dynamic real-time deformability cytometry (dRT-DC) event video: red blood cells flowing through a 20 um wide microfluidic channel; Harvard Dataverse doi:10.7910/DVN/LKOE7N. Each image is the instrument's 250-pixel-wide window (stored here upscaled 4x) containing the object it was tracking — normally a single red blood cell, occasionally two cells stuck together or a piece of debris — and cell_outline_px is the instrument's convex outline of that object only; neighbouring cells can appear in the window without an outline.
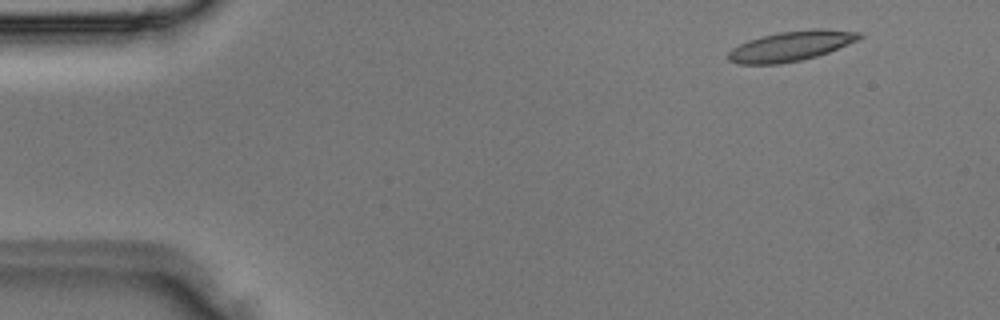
{"species": "Egyptian fruit bat (a non-hibernating species)", "species_latin": "Rousettus aegyptiacus", "temperature_condition": "room temperature", "stored_images_in_passage": 3, "camera_frame_rate_fps": 3000, "um_per_image_px": 0.085, "animal": {"sex": "male"}, "frame": {"image": 1, "passage_image": 1, "time_ms": 0.0, "image_size_px": [1000, 320], "cell_outline_px": [[864, 36], [860, 40], [828, 52], [816, 56], [800, 60], [780, 64], [736, 64], [728, 60], [728, 52], [732, 48], [748, 40], [780, 32], [812, 28], [820, 28], [860, 32]], "centroid_in_image_um": [67.26, 3.91], "position_along_channel_um": 17.7, "area_um2": 22.95}}